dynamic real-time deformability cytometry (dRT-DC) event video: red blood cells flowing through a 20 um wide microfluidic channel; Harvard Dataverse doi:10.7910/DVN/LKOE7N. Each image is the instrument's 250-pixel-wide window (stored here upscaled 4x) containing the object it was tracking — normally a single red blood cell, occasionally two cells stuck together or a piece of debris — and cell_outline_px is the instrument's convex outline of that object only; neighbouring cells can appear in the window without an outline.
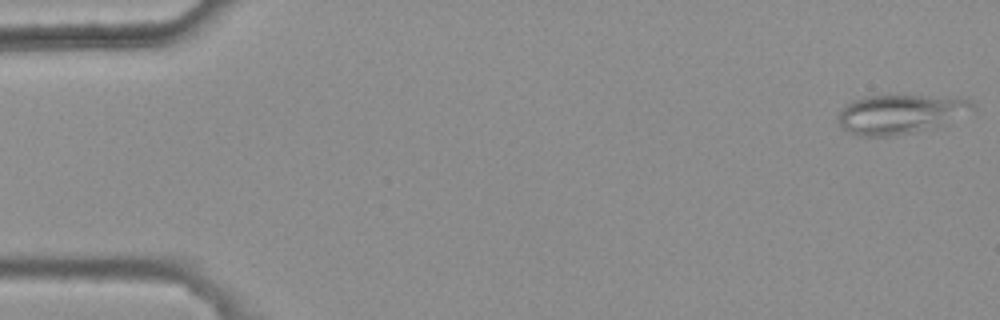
{"species": "common noctule bat (a hibernating species)", "species_latin": "Nyctalus noctula", "temperature_condition": "warm", "stored_images_in_passage": 5, "camera_frame_rate_fps": 3000, "um_per_image_px": 0.085, "animal": {"sex": "female", "body_mass_g": 25.1}, "frame": {"image": 1, "passage_image": 1, "time_ms": 0.0, "image_size_px": [1000, 320], "cell_outline_px": [[976, 108], [948, 124], [936, 128], [916, 132], [892, 136], [860, 136], [844, 132], [836, 116], [852, 100], [864, 96], [968, 96], [976, 104]], "centroid_in_image_um": [76.62, 9.7], "position_along_channel_um": 8.4, "area_um2": 31.62}}